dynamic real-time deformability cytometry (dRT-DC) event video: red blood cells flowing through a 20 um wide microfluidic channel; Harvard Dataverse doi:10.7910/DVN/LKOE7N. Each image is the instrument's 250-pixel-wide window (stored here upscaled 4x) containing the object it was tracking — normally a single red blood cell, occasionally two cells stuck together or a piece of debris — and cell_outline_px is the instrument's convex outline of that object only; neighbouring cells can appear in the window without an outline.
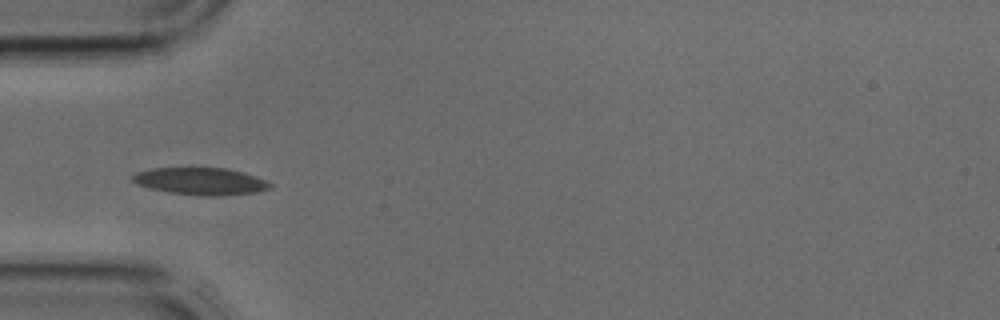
{"species": "common noctule bat (a hibernating species)", "species_latin": "Nyctalus noctula", "temperature_condition": "cold", "stored_images_in_passage": 3, "camera_frame_rate_fps": 3000, "um_per_image_px": 0.085, "animal": {"sex": "male", "body_mass_g": 17.9, "forearm_length_mm": 54.2}, "frame": {"image": 1, "passage_image": 2, "time_ms": 0.333, "image_size_px": [1000, 320], "cell_outline_px": [[272, 188], [256, 192], [220, 196], [200, 196], [168, 192], [152, 188], [140, 184], [132, 180], [132, 176], [136, 172], [152, 168], [228, 168], [244, 172], [256, 176], [272, 184]], "centroid_in_image_um": [17.1, 15.4], "position_along_channel_um": 67.9, "area_um2": 21.73}}